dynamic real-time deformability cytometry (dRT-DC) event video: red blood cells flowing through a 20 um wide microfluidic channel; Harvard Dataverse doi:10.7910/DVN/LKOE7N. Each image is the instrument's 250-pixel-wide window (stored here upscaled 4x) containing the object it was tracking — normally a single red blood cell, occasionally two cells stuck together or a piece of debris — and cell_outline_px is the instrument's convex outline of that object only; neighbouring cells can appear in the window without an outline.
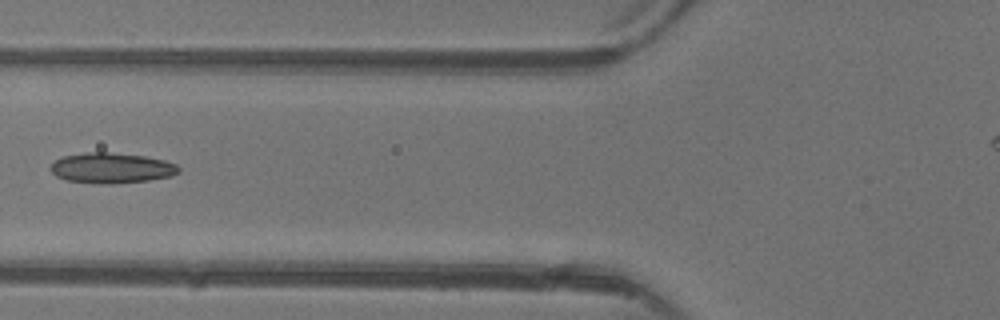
{"species": "common noctule bat (a hibernating species)", "species_latin": "Nyctalus noctula", "temperature_condition": "warm", "stored_images_in_passage": 6, "camera_frame_rate_fps": 3000, "um_per_image_px": 0.085, "animal": {"sex": "female"}, "frame": {"image": 1, "passage_image": 6, "time_ms": 5.667, "image_size_px": [1000, 320], "cell_outline_px": [[180, 172], [172, 176], [148, 180], [100, 184], [68, 180], [56, 176], [48, 168], [56, 160], [64, 156], [88, 152], [112, 152], [144, 156], [164, 160], [176, 164], [180, 168]], "centroid_in_image_um": [9.49, 14.27], "position_along_channel_um": 116.3, "area_um2": 22.54}}